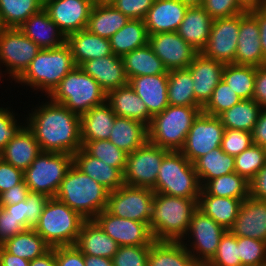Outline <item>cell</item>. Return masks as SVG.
Segmentation results:
<instances>
[{"label":"cell","instance_id":"56","mask_svg":"<svg viewBox=\"0 0 266 266\" xmlns=\"http://www.w3.org/2000/svg\"><path fill=\"white\" fill-rule=\"evenodd\" d=\"M155 0H114L111 4L129 19H144Z\"/></svg>","mask_w":266,"mask_h":266},{"label":"cell","instance_id":"35","mask_svg":"<svg viewBox=\"0 0 266 266\" xmlns=\"http://www.w3.org/2000/svg\"><path fill=\"white\" fill-rule=\"evenodd\" d=\"M129 20L111 3H94L86 29L93 34L109 39Z\"/></svg>","mask_w":266,"mask_h":266},{"label":"cell","instance_id":"8","mask_svg":"<svg viewBox=\"0 0 266 266\" xmlns=\"http://www.w3.org/2000/svg\"><path fill=\"white\" fill-rule=\"evenodd\" d=\"M152 190L169 196L198 199L202 186L194 164L180 151H169L161 162Z\"/></svg>","mask_w":266,"mask_h":266},{"label":"cell","instance_id":"40","mask_svg":"<svg viewBox=\"0 0 266 266\" xmlns=\"http://www.w3.org/2000/svg\"><path fill=\"white\" fill-rule=\"evenodd\" d=\"M7 252L28 261L41 257L51 247L33 229H25L1 245Z\"/></svg>","mask_w":266,"mask_h":266},{"label":"cell","instance_id":"52","mask_svg":"<svg viewBox=\"0 0 266 266\" xmlns=\"http://www.w3.org/2000/svg\"><path fill=\"white\" fill-rule=\"evenodd\" d=\"M150 246H119L112 258L113 266H147Z\"/></svg>","mask_w":266,"mask_h":266},{"label":"cell","instance_id":"51","mask_svg":"<svg viewBox=\"0 0 266 266\" xmlns=\"http://www.w3.org/2000/svg\"><path fill=\"white\" fill-rule=\"evenodd\" d=\"M239 256L242 266H266V242L239 237Z\"/></svg>","mask_w":266,"mask_h":266},{"label":"cell","instance_id":"72","mask_svg":"<svg viewBox=\"0 0 266 266\" xmlns=\"http://www.w3.org/2000/svg\"><path fill=\"white\" fill-rule=\"evenodd\" d=\"M54 0H40V3L42 4V6L46 5L49 2H52Z\"/></svg>","mask_w":266,"mask_h":266},{"label":"cell","instance_id":"15","mask_svg":"<svg viewBox=\"0 0 266 266\" xmlns=\"http://www.w3.org/2000/svg\"><path fill=\"white\" fill-rule=\"evenodd\" d=\"M240 28V14L214 19L208 42L201 53L210 59L233 64L237 50V40Z\"/></svg>","mask_w":266,"mask_h":266},{"label":"cell","instance_id":"4","mask_svg":"<svg viewBox=\"0 0 266 266\" xmlns=\"http://www.w3.org/2000/svg\"><path fill=\"white\" fill-rule=\"evenodd\" d=\"M108 194L107 189L73 164L61 182L55 198L84 219L93 220L106 209Z\"/></svg>","mask_w":266,"mask_h":266},{"label":"cell","instance_id":"59","mask_svg":"<svg viewBox=\"0 0 266 266\" xmlns=\"http://www.w3.org/2000/svg\"><path fill=\"white\" fill-rule=\"evenodd\" d=\"M23 230L25 228L17 219L3 207H0V246Z\"/></svg>","mask_w":266,"mask_h":266},{"label":"cell","instance_id":"21","mask_svg":"<svg viewBox=\"0 0 266 266\" xmlns=\"http://www.w3.org/2000/svg\"><path fill=\"white\" fill-rule=\"evenodd\" d=\"M229 231L237 237L266 242V201L251 196L246 198Z\"/></svg>","mask_w":266,"mask_h":266},{"label":"cell","instance_id":"54","mask_svg":"<svg viewBox=\"0 0 266 266\" xmlns=\"http://www.w3.org/2000/svg\"><path fill=\"white\" fill-rule=\"evenodd\" d=\"M253 145L251 132L225 129L221 149L228 155L237 156Z\"/></svg>","mask_w":266,"mask_h":266},{"label":"cell","instance_id":"41","mask_svg":"<svg viewBox=\"0 0 266 266\" xmlns=\"http://www.w3.org/2000/svg\"><path fill=\"white\" fill-rule=\"evenodd\" d=\"M262 108L253 99H242L218 117L225 129L251 132Z\"/></svg>","mask_w":266,"mask_h":266},{"label":"cell","instance_id":"64","mask_svg":"<svg viewBox=\"0 0 266 266\" xmlns=\"http://www.w3.org/2000/svg\"><path fill=\"white\" fill-rule=\"evenodd\" d=\"M249 12L257 19L260 29V44L263 52V57L266 60V5L259 6L249 10Z\"/></svg>","mask_w":266,"mask_h":266},{"label":"cell","instance_id":"19","mask_svg":"<svg viewBox=\"0 0 266 266\" xmlns=\"http://www.w3.org/2000/svg\"><path fill=\"white\" fill-rule=\"evenodd\" d=\"M259 35L257 19L247 10L240 13L237 50L233 64L254 67L266 65Z\"/></svg>","mask_w":266,"mask_h":266},{"label":"cell","instance_id":"46","mask_svg":"<svg viewBox=\"0 0 266 266\" xmlns=\"http://www.w3.org/2000/svg\"><path fill=\"white\" fill-rule=\"evenodd\" d=\"M222 80L242 99H252L255 84L254 66L225 64Z\"/></svg>","mask_w":266,"mask_h":266},{"label":"cell","instance_id":"70","mask_svg":"<svg viewBox=\"0 0 266 266\" xmlns=\"http://www.w3.org/2000/svg\"><path fill=\"white\" fill-rule=\"evenodd\" d=\"M188 266H208V264L205 261L193 260Z\"/></svg>","mask_w":266,"mask_h":266},{"label":"cell","instance_id":"24","mask_svg":"<svg viewBox=\"0 0 266 266\" xmlns=\"http://www.w3.org/2000/svg\"><path fill=\"white\" fill-rule=\"evenodd\" d=\"M129 85L144 101L149 113L154 116L161 113L168 104V74L143 75L133 77Z\"/></svg>","mask_w":266,"mask_h":266},{"label":"cell","instance_id":"48","mask_svg":"<svg viewBox=\"0 0 266 266\" xmlns=\"http://www.w3.org/2000/svg\"><path fill=\"white\" fill-rule=\"evenodd\" d=\"M266 164V148L251 145L235 156V172L250 182Z\"/></svg>","mask_w":266,"mask_h":266},{"label":"cell","instance_id":"31","mask_svg":"<svg viewBox=\"0 0 266 266\" xmlns=\"http://www.w3.org/2000/svg\"><path fill=\"white\" fill-rule=\"evenodd\" d=\"M75 246L84 255L109 259L113 258L119 247L94 220H86L83 223Z\"/></svg>","mask_w":266,"mask_h":266},{"label":"cell","instance_id":"13","mask_svg":"<svg viewBox=\"0 0 266 266\" xmlns=\"http://www.w3.org/2000/svg\"><path fill=\"white\" fill-rule=\"evenodd\" d=\"M155 192L151 188L123 185L109 192L106 210L114 216L149 226Z\"/></svg>","mask_w":266,"mask_h":266},{"label":"cell","instance_id":"37","mask_svg":"<svg viewBox=\"0 0 266 266\" xmlns=\"http://www.w3.org/2000/svg\"><path fill=\"white\" fill-rule=\"evenodd\" d=\"M148 32L142 19H130L125 26L109 38L114 55L123 57L148 44Z\"/></svg>","mask_w":266,"mask_h":266},{"label":"cell","instance_id":"2","mask_svg":"<svg viewBox=\"0 0 266 266\" xmlns=\"http://www.w3.org/2000/svg\"><path fill=\"white\" fill-rule=\"evenodd\" d=\"M198 199L155 193L149 228L156 241H181L187 234Z\"/></svg>","mask_w":266,"mask_h":266},{"label":"cell","instance_id":"7","mask_svg":"<svg viewBox=\"0 0 266 266\" xmlns=\"http://www.w3.org/2000/svg\"><path fill=\"white\" fill-rule=\"evenodd\" d=\"M106 96L107 93L95 79L75 66L48 97L81 116L106 102Z\"/></svg>","mask_w":266,"mask_h":266},{"label":"cell","instance_id":"22","mask_svg":"<svg viewBox=\"0 0 266 266\" xmlns=\"http://www.w3.org/2000/svg\"><path fill=\"white\" fill-rule=\"evenodd\" d=\"M188 7L180 0H155L143 19L148 35L177 32Z\"/></svg>","mask_w":266,"mask_h":266},{"label":"cell","instance_id":"17","mask_svg":"<svg viewBox=\"0 0 266 266\" xmlns=\"http://www.w3.org/2000/svg\"><path fill=\"white\" fill-rule=\"evenodd\" d=\"M148 45L162 60L165 68L186 69L199 53L177 32L156 33L148 36Z\"/></svg>","mask_w":266,"mask_h":266},{"label":"cell","instance_id":"73","mask_svg":"<svg viewBox=\"0 0 266 266\" xmlns=\"http://www.w3.org/2000/svg\"><path fill=\"white\" fill-rule=\"evenodd\" d=\"M5 29L2 21H1V18H0V34L2 33V31Z\"/></svg>","mask_w":266,"mask_h":266},{"label":"cell","instance_id":"60","mask_svg":"<svg viewBox=\"0 0 266 266\" xmlns=\"http://www.w3.org/2000/svg\"><path fill=\"white\" fill-rule=\"evenodd\" d=\"M29 192V187L23 180L20 184L0 193V207H3L4 205L18 204L19 202L26 200Z\"/></svg>","mask_w":266,"mask_h":266},{"label":"cell","instance_id":"29","mask_svg":"<svg viewBox=\"0 0 266 266\" xmlns=\"http://www.w3.org/2000/svg\"><path fill=\"white\" fill-rule=\"evenodd\" d=\"M72 58L76 66L87 60L112 55L109 39L89 32L87 29L72 33L66 37Z\"/></svg>","mask_w":266,"mask_h":266},{"label":"cell","instance_id":"74","mask_svg":"<svg viewBox=\"0 0 266 266\" xmlns=\"http://www.w3.org/2000/svg\"><path fill=\"white\" fill-rule=\"evenodd\" d=\"M1 67H2V69H3L2 63H1V61H0V74H4L5 71H3V70L1 69ZM2 72H3V73H2Z\"/></svg>","mask_w":266,"mask_h":266},{"label":"cell","instance_id":"1","mask_svg":"<svg viewBox=\"0 0 266 266\" xmlns=\"http://www.w3.org/2000/svg\"><path fill=\"white\" fill-rule=\"evenodd\" d=\"M46 98L43 99L46 101H38L28 111L26 125L33 132L42 152L74 155L82 148L80 116Z\"/></svg>","mask_w":266,"mask_h":266},{"label":"cell","instance_id":"75","mask_svg":"<svg viewBox=\"0 0 266 266\" xmlns=\"http://www.w3.org/2000/svg\"><path fill=\"white\" fill-rule=\"evenodd\" d=\"M263 5H266V0H259Z\"/></svg>","mask_w":266,"mask_h":266},{"label":"cell","instance_id":"34","mask_svg":"<svg viewBox=\"0 0 266 266\" xmlns=\"http://www.w3.org/2000/svg\"><path fill=\"white\" fill-rule=\"evenodd\" d=\"M108 140L130 154L148 141L147 126L130 118L116 116Z\"/></svg>","mask_w":266,"mask_h":266},{"label":"cell","instance_id":"57","mask_svg":"<svg viewBox=\"0 0 266 266\" xmlns=\"http://www.w3.org/2000/svg\"><path fill=\"white\" fill-rule=\"evenodd\" d=\"M57 266H85L84 254L75 246L55 247Z\"/></svg>","mask_w":266,"mask_h":266},{"label":"cell","instance_id":"38","mask_svg":"<svg viewBox=\"0 0 266 266\" xmlns=\"http://www.w3.org/2000/svg\"><path fill=\"white\" fill-rule=\"evenodd\" d=\"M193 164L201 186L209 180L235 172V157L226 154L221 147L201 156Z\"/></svg>","mask_w":266,"mask_h":266},{"label":"cell","instance_id":"71","mask_svg":"<svg viewBox=\"0 0 266 266\" xmlns=\"http://www.w3.org/2000/svg\"><path fill=\"white\" fill-rule=\"evenodd\" d=\"M114 0H94L95 3H111Z\"/></svg>","mask_w":266,"mask_h":266},{"label":"cell","instance_id":"30","mask_svg":"<svg viewBox=\"0 0 266 266\" xmlns=\"http://www.w3.org/2000/svg\"><path fill=\"white\" fill-rule=\"evenodd\" d=\"M213 20L201 6H189L177 33L200 53L208 42Z\"/></svg>","mask_w":266,"mask_h":266},{"label":"cell","instance_id":"58","mask_svg":"<svg viewBox=\"0 0 266 266\" xmlns=\"http://www.w3.org/2000/svg\"><path fill=\"white\" fill-rule=\"evenodd\" d=\"M23 180L22 170L0 158V193L20 184Z\"/></svg>","mask_w":266,"mask_h":266},{"label":"cell","instance_id":"36","mask_svg":"<svg viewBox=\"0 0 266 266\" xmlns=\"http://www.w3.org/2000/svg\"><path fill=\"white\" fill-rule=\"evenodd\" d=\"M128 79L143 75L168 74L162 60L147 44L122 57Z\"/></svg>","mask_w":266,"mask_h":266},{"label":"cell","instance_id":"3","mask_svg":"<svg viewBox=\"0 0 266 266\" xmlns=\"http://www.w3.org/2000/svg\"><path fill=\"white\" fill-rule=\"evenodd\" d=\"M70 47L41 49L25 72L14 82L48 97L60 81L75 67ZM24 85V86H23ZM44 93V94H43Z\"/></svg>","mask_w":266,"mask_h":266},{"label":"cell","instance_id":"9","mask_svg":"<svg viewBox=\"0 0 266 266\" xmlns=\"http://www.w3.org/2000/svg\"><path fill=\"white\" fill-rule=\"evenodd\" d=\"M72 165V154L41 152L23 172L24 181L31 192L55 198Z\"/></svg>","mask_w":266,"mask_h":266},{"label":"cell","instance_id":"26","mask_svg":"<svg viewBox=\"0 0 266 266\" xmlns=\"http://www.w3.org/2000/svg\"><path fill=\"white\" fill-rule=\"evenodd\" d=\"M106 102L116 116L139 121L147 127L153 117L144 101L129 84L109 91L106 96Z\"/></svg>","mask_w":266,"mask_h":266},{"label":"cell","instance_id":"45","mask_svg":"<svg viewBox=\"0 0 266 266\" xmlns=\"http://www.w3.org/2000/svg\"><path fill=\"white\" fill-rule=\"evenodd\" d=\"M42 8L40 0H0V18L5 28H19Z\"/></svg>","mask_w":266,"mask_h":266},{"label":"cell","instance_id":"61","mask_svg":"<svg viewBox=\"0 0 266 266\" xmlns=\"http://www.w3.org/2000/svg\"><path fill=\"white\" fill-rule=\"evenodd\" d=\"M252 99L262 109L266 108V65L255 67V84Z\"/></svg>","mask_w":266,"mask_h":266},{"label":"cell","instance_id":"65","mask_svg":"<svg viewBox=\"0 0 266 266\" xmlns=\"http://www.w3.org/2000/svg\"><path fill=\"white\" fill-rule=\"evenodd\" d=\"M30 261L14 256L0 246V266H29Z\"/></svg>","mask_w":266,"mask_h":266},{"label":"cell","instance_id":"32","mask_svg":"<svg viewBox=\"0 0 266 266\" xmlns=\"http://www.w3.org/2000/svg\"><path fill=\"white\" fill-rule=\"evenodd\" d=\"M244 200L208 195L203 189L198 197L197 208L229 230L236 220Z\"/></svg>","mask_w":266,"mask_h":266},{"label":"cell","instance_id":"28","mask_svg":"<svg viewBox=\"0 0 266 266\" xmlns=\"http://www.w3.org/2000/svg\"><path fill=\"white\" fill-rule=\"evenodd\" d=\"M73 164L109 192L115 191L124 185L123 173L118 168L109 166L90 156L83 148L73 155Z\"/></svg>","mask_w":266,"mask_h":266},{"label":"cell","instance_id":"67","mask_svg":"<svg viewBox=\"0 0 266 266\" xmlns=\"http://www.w3.org/2000/svg\"><path fill=\"white\" fill-rule=\"evenodd\" d=\"M85 266H113V260L100 256L84 255Z\"/></svg>","mask_w":266,"mask_h":266},{"label":"cell","instance_id":"47","mask_svg":"<svg viewBox=\"0 0 266 266\" xmlns=\"http://www.w3.org/2000/svg\"><path fill=\"white\" fill-rule=\"evenodd\" d=\"M82 148L90 155L109 166L118 168L122 173L126 166L127 153L116 147L111 141H82Z\"/></svg>","mask_w":266,"mask_h":266},{"label":"cell","instance_id":"43","mask_svg":"<svg viewBox=\"0 0 266 266\" xmlns=\"http://www.w3.org/2000/svg\"><path fill=\"white\" fill-rule=\"evenodd\" d=\"M202 189L208 195L222 198L245 200L250 196V182L236 172L209 180L202 186Z\"/></svg>","mask_w":266,"mask_h":266},{"label":"cell","instance_id":"76","mask_svg":"<svg viewBox=\"0 0 266 266\" xmlns=\"http://www.w3.org/2000/svg\"><path fill=\"white\" fill-rule=\"evenodd\" d=\"M3 76H4L3 74H0V82H3L2 79H1V78H3V80H4Z\"/></svg>","mask_w":266,"mask_h":266},{"label":"cell","instance_id":"42","mask_svg":"<svg viewBox=\"0 0 266 266\" xmlns=\"http://www.w3.org/2000/svg\"><path fill=\"white\" fill-rule=\"evenodd\" d=\"M168 104L180 106H201L195 99L193 78L186 69L168 71Z\"/></svg>","mask_w":266,"mask_h":266},{"label":"cell","instance_id":"11","mask_svg":"<svg viewBox=\"0 0 266 266\" xmlns=\"http://www.w3.org/2000/svg\"><path fill=\"white\" fill-rule=\"evenodd\" d=\"M225 232L226 229L197 208L192 215L187 234L180 242L194 260L208 263L216 254Z\"/></svg>","mask_w":266,"mask_h":266},{"label":"cell","instance_id":"55","mask_svg":"<svg viewBox=\"0 0 266 266\" xmlns=\"http://www.w3.org/2000/svg\"><path fill=\"white\" fill-rule=\"evenodd\" d=\"M201 7L213 18H228L246 11L237 0H203Z\"/></svg>","mask_w":266,"mask_h":266},{"label":"cell","instance_id":"66","mask_svg":"<svg viewBox=\"0 0 266 266\" xmlns=\"http://www.w3.org/2000/svg\"><path fill=\"white\" fill-rule=\"evenodd\" d=\"M29 266H57L55 259V248H51L41 257L31 260Z\"/></svg>","mask_w":266,"mask_h":266},{"label":"cell","instance_id":"39","mask_svg":"<svg viewBox=\"0 0 266 266\" xmlns=\"http://www.w3.org/2000/svg\"><path fill=\"white\" fill-rule=\"evenodd\" d=\"M193 257L180 241H154L147 266H188Z\"/></svg>","mask_w":266,"mask_h":266},{"label":"cell","instance_id":"44","mask_svg":"<svg viewBox=\"0 0 266 266\" xmlns=\"http://www.w3.org/2000/svg\"><path fill=\"white\" fill-rule=\"evenodd\" d=\"M48 200V196L30 191L26 200L18 204L4 205L3 208L11 213L25 229H29L38 222Z\"/></svg>","mask_w":266,"mask_h":266},{"label":"cell","instance_id":"18","mask_svg":"<svg viewBox=\"0 0 266 266\" xmlns=\"http://www.w3.org/2000/svg\"><path fill=\"white\" fill-rule=\"evenodd\" d=\"M94 0H54L43 6L49 18L67 37L86 29Z\"/></svg>","mask_w":266,"mask_h":266},{"label":"cell","instance_id":"63","mask_svg":"<svg viewBox=\"0 0 266 266\" xmlns=\"http://www.w3.org/2000/svg\"><path fill=\"white\" fill-rule=\"evenodd\" d=\"M251 136L254 145L266 148V108L260 111L257 122L251 131Z\"/></svg>","mask_w":266,"mask_h":266},{"label":"cell","instance_id":"62","mask_svg":"<svg viewBox=\"0 0 266 266\" xmlns=\"http://www.w3.org/2000/svg\"><path fill=\"white\" fill-rule=\"evenodd\" d=\"M250 196L266 201V164L250 181Z\"/></svg>","mask_w":266,"mask_h":266},{"label":"cell","instance_id":"5","mask_svg":"<svg viewBox=\"0 0 266 266\" xmlns=\"http://www.w3.org/2000/svg\"><path fill=\"white\" fill-rule=\"evenodd\" d=\"M202 106L169 105L154 115L147 127L148 141L169 151H180Z\"/></svg>","mask_w":266,"mask_h":266},{"label":"cell","instance_id":"10","mask_svg":"<svg viewBox=\"0 0 266 266\" xmlns=\"http://www.w3.org/2000/svg\"><path fill=\"white\" fill-rule=\"evenodd\" d=\"M41 48L18 28H5L0 34V61L5 76L16 81L29 67ZM7 73V74H6Z\"/></svg>","mask_w":266,"mask_h":266},{"label":"cell","instance_id":"33","mask_svg":"<svg viewBox=\"0 0 266 266\" xmlns=\"http://www.w3.org/2000/svg\"><path fill=\"white\" fill-rule=\"evenodd\" d=\"M115 118L116 114L111 110L107 102L95 106L81 115V142L108 140Z\"/></svg>","mask_w":266,"mask_h":266},{"label":"cell","instance_id":"23","mask_svg":"<svg viewBox=\"0 0 266 266\" xmlns=\"http://www.w3.org/2000/svg\"><path fill=\"white\" fill-rule=\"evenodd\" d=\"M79 67L95 79L106 93L129 84L122 57L117 55L87 60Z\"/></svg>","mask_w":266,"mask_h":266},{"label":"cell","instance_id":"20","mask_svg":"<svg viewBox=\"0 0 266 266\" xmlns=\"http://www.w3.org/2000/svg\"><path fill=\"white\" fill-rule=\"evenodd\" d=\"M225 64L205 57L201 52L189 64L188 70L193 78V91L196 101L204 107L210 100L218 83L222 80Z\"/></svg>","mask_w":266,"mask_h":266},{"label":"cell","instance_id":"53","mask_svg":"<svg viewBox=\"0 0 266 266\" xmlns=\"http://www.w3.org/2000/svg\"><path fill=\"white\" fill-rule=\"evenodd\" d=\"M17 112L13 111V108L2 105L0 107V152L7 145V143L13 139L19 131L26 125V117L24 115V122L20 123V115L18 117ZM19 118V119H18ZM18 119V120H17Z\"/></svg>","mask_w":266,"mask_h":266},{"label":"cell","instance_id":"25","mask_svg":"<svg viewBox=\"0 0 266 266\" xmlns=\"http://www.w3.org/2000/svg\"><path fill=\"white\" fill-rule=\"evenodd\" d=\"M18 29L41 49L58 48L66 43L65 35L43 8L30 16Z\"/></svg>","mask_w":266,"mask_h":266},{"label":"cell","instance_id":"14","mask_svg":"<svg viewBox=\"0 0 266 266\" xmlns=\"http://www.w3.org/2000/svg\"><path fill=\"white\" fill-rule=\"evenodd\" d=\"M224 130L219 117L201 112L187 133L180 152L194 163L201 156L221 147Z\"/></svg>","mask_w":266,"mask_h":266},{"label":"cell","instance_id":"27","mask_svg":"<svg viewBox=\"0 0 266 266\" xmlns=\"http://www.w3.org/2000/svg\"><path fill=\"white\" fill-rule=\"evenodd\" d=\"M41 152L33 132L25 125L1 150L0 158L24 172Z\"/></svg>","mask_w":266,"mask_h":266},{"label":"cell","instance_id":"68","mask_svg":"<svg viewBox=\"0 0 266 266\" xmlns=\"http://www.w3.org/2000/svg\"><path fill=\"white\" fill-rule=\"evenodd\" d=\"M237 2L247 11L263 6L259 0H237Z\"/></svg>","mask_w":266,"mask_h":266},{"label":"cell","instance_id":"49","mask_svg":"<svg viewBox=\"0 0 266 266\" xmlns=\"http://www.w3.org/2000/svg\"><path fill=\"white\" fill-rule=\"evenodd\" d=\"M241 100L242 98L224 80H221L214 89L210 100L202 108V112L218 117Z\"/></svg>","mask_w":266,"mask_h":266},{"label":"cell","instance_id":"12","mask_svg":"<svg viewBox=\"0 0 266 266\" xmlns=\"http://www.w3.org/2000/svg\"><path fill=\"white\" fill-rule=\"evenodd\" d=\"M169 150L149 141L127 154L123 172L124 184L133 187L153 188L156 184L161 162Z\"/></svg>","mask_w":266,"mask_h":266},{"label":"cell","instance_id":"16","mask_svg":"<svg viewBox=\"0 0 266 266\" xmlns=\"http://www.w3.org/2000/svg\"><path fill=\"white\" fill-rule=\"evenodd\" d=\"M93 220L119 246H144L155 241L146 223L114 216L106 209Z\"/></svg>","mask_w":266,"mask_h":266},{"label":"cell","instance_id":"50","mask_svg":"<svg viewBox=\"0 0 266 266\" xmlns=\"http://www.w3.org/2000/svg\"><path fill=\"white\" fill-rule=\"evenodd\" d=\"M208 266H242L239 256V237L229 230L222 235L218 249Z\"/></svg>","mask_w":266,"mask_h":266},{"label":"cell","instance_id":"6","mask_svg":"<svg viewBox=\"0 0 266 266\" xmlns=\"http://www.w3.org/2000/svg\"><path fill=\"white\" fill-rule=\"evenodd\" d=\"M79 213L56 198H49L33 229L51 247L75 245L83 223Z\"/></svg>","mask_w":266,"mask_h":266},{"label":"cell","instance_id":"69","mask_svg":"<svg viewBox=\"0 0 266 266\" xmlns=\"http://www.w3.org/2000/svg\"><path fill=\"white\" fill-rule=\"evenodd\" d=\"M181 2L188 4L189 6H201L203 0H180Z\"/></svg>","mask_w":266,"mask_h":266}]
</instances>
